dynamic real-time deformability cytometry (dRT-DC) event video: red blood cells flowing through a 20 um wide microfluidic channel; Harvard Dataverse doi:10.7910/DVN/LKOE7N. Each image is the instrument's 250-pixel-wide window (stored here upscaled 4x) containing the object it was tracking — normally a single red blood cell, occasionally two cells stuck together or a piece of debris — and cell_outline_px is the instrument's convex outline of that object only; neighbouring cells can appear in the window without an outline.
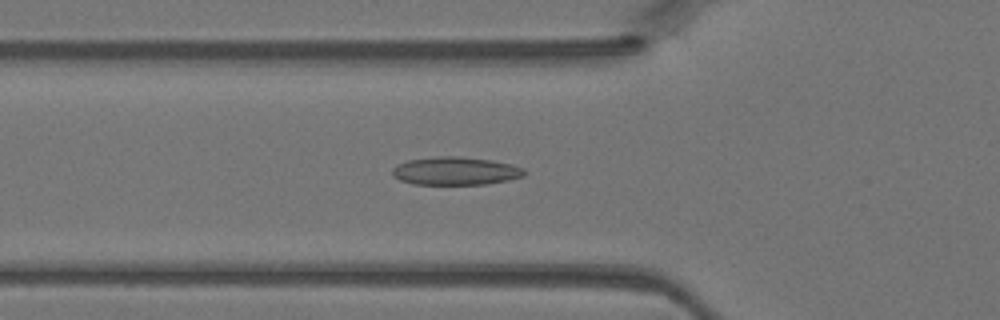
{"species": "Egyptian fruit bat (a non-hibernating species)", "species_latin": "Rousettus aegyptiacus", "temperature_condition": "warm", "stored_images_in_passage": 44, "camera_frame_rate_fps": 3000, "um_per_image_px": 0.085, "animal": {"sex": "female"}, "frame": {"image": 1, "passage_image": 15, "time_ms": 4.667, "image_size_px": [1000, 320], "cell_outline_px": [[524, 176], [508, 180], [484, 184], [412, 184], [400, 180], [392, 176], [392, 168], [396, 164], [408, 160], [440, 156], [460, 156], [492, 160], [512, 164], [524, 168]], "centroid_in_image_um": [38.69, 14.53], "position_along_channel_um": 87.1, "area_um2": 21.68}}
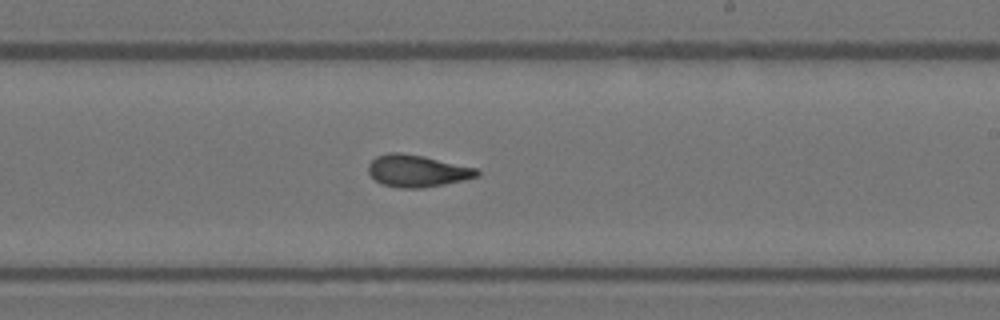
{"frame": {"image": 2, "passage_image": 26, "time_ms": 8.333, "image_size_px": [1000, 320], "cell_outline_px": [[480, 176], [464, 180], [424, 188], [400, 188], [384, 184], [376, 180], [368, 172], [368, 164], [376, 156], [388, 152], [400, 152], [424, 156], [476, 168], [480, 172]], "centroid_in_image_um": [35.46, 14.52], "position_along_channel_um": 253.5, "area_um2": 20.29}}
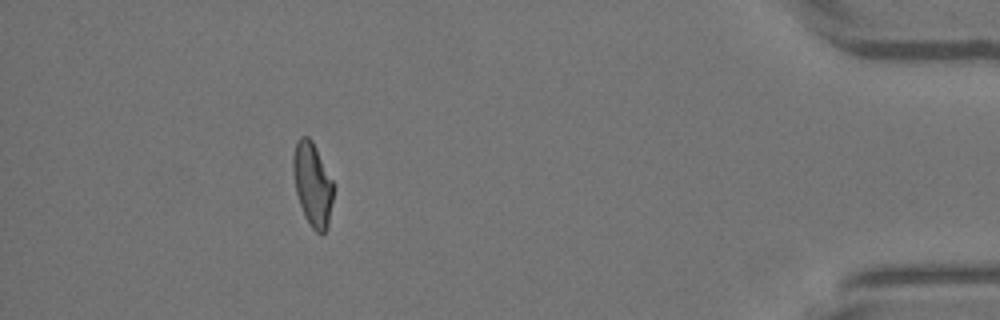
{"frame": {"image": 3, "passage_image": 40, "time_ms": 13.0, "image_size_px": [1000, 320], "cell_outline_px": [[332, 200], [328, 228], [320, 236], [312, 228], [304, 216], [296, 192], [292, 168], [292, 156], [296, 144], [300, 136], [308, 136], [312, 140], [332, 180]], "centroid_in_image_um": [26.54, 15.68], "position_along_channel_um": 408.7, "area_um2": 19.48}}